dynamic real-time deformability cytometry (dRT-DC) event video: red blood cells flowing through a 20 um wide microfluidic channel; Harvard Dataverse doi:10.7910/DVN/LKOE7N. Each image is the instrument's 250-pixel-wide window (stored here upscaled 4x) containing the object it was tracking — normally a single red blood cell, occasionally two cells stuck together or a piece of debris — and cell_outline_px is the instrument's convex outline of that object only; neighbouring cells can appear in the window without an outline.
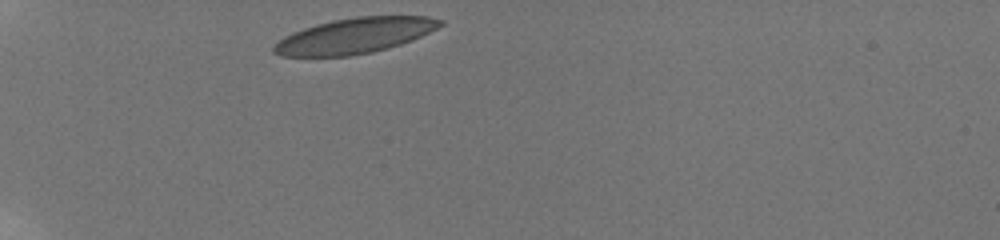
{"species": "human", "species_latin": "Homo sapiens", "temperature_condition": "room temperature", "stored_images_in_passage": 24, "camera_frame_rate_fps": 3000, "um_per_image_px": 0.085, "donor": {"sex": "male"}, "frame": {"image": 1, "passage_image": 1, "time_ms": 0.0, "image_size_px": [1000, 240], "cell_outline_px": [[444, 24], [412, 40], [400, 44], [372, 52], [348, 56], [280, 56], [272, 52], [272, 48], [284, 36], [292, 32], [316, 24], [332, 20], [356, 16], [428, 16], [444, 20]], "centroid_in_image_um": [30.14, 3.03], "position_along_channel_um": 54.9, "area_um2": 34.22}}
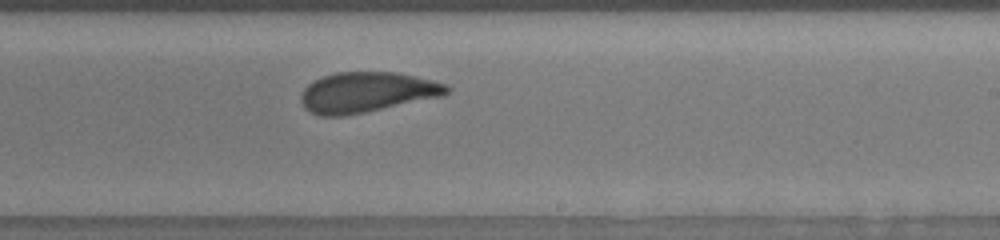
{"frame": {"image": 2, "passage_image": 15, "time_ms": 6.333, "image_size_px": [1000, 240], "cell_outline_px": [[452, 88], [444, 96], [344, 116], [320, 116], [304, 108], [300, 100], [300, 96], [304, 88], [308, 84], [324, 76], [336, 72], [396, 72], [432, 80], [444, 84]], "centroid_in_image_um": [31.17, 7.84], "position_along_channel_um": 257.8, "area_um2": 34.1}}
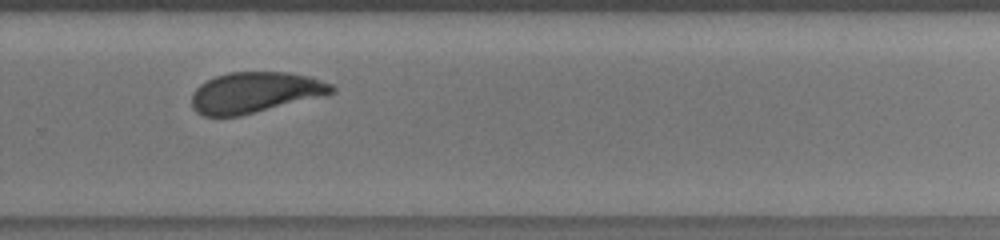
{"frame": {"image": 3, "passage_image": 18, "time_ms": 7.667, "image_size_px": [1000, 240], "cell_outline_px": [[336, 92], [324, 96], [240, 116], [204, 116], [196, 112], [192, 108], [192, 92], [200, 84], [216, 76], [228, 72], [288, 72], [308, 76], [332, 84], [336, 88]], "centroid_in_image_um": [21.69, 7.86], "position_along_channel_um": 308.1, "area_um2": 33.41}, "authors_computed_cell_mechanics": {"area_um2": 34.2754, "velocity_mm_per_s": 3.778, "shape_relaxation_time_tau1_ms": 4.873, "shape_relaxation_time_tau2_ms": 0.9456, "deformation_change_tau1": 0.1593, "deformation_change_tau2": 0.0681}}